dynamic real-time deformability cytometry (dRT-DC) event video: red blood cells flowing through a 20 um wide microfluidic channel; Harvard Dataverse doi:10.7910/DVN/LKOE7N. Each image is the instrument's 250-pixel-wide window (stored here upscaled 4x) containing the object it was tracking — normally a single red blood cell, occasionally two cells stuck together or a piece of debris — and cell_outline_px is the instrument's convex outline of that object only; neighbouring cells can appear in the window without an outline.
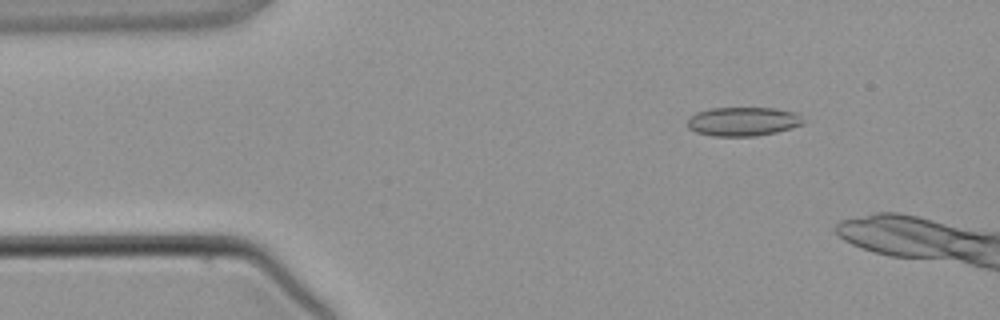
{"species": "common noctule bat (a hibernating species)", "species_latin": "Nyctalus noctula", "temperature_condition": "warm", "stored_images_in_passage": 5, "segment_of_instrument_passage": [1, 2], "camera_frame_rate_fps": 3000, "um_per_image_px": 0.085, "animal": {"sex": "male", "body_mass_g": 21.5, "forearm_length_mm": 52.0}, "frame": {"image": 1, "passage_image": 1, "time_ms": 0.0, "image_size_px": [1000, 320], "cell_outline_px": [[804, 124], [776, 132], [756, 136], [712, 136], [696, 132], [688, 128], [688, 120], [696, 112], [712, 108], [776, 108], [796, 112], [804, 120]], "centroid_in_image_um": [63.17, 10.32], "position_along_channel_um": 21.8, "area_um2": 19.54}}
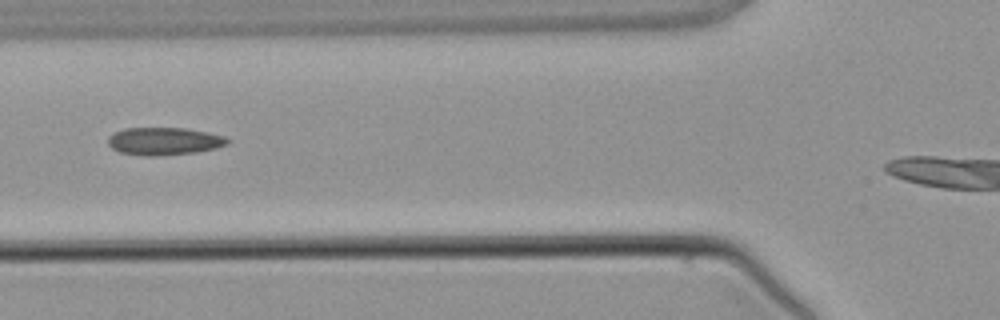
{"frame": {"image": 2, "passage_image": 4, "time_ms": 3.333, "image_size_px": [1000, 320], "cell_outline_px": [[232, 140], [228, 144], [216, 148], [196, 152], [156, 156], [148, 156], [120, 152], [112, 148], [108, 144], [108, 136], [124, 128], [184, 128], [208, 132], [224, 136]], "centroid_in_image_um": [13.98, 12.0], "position_along_channel_um": 111.8, "area_um2": 19.25}}